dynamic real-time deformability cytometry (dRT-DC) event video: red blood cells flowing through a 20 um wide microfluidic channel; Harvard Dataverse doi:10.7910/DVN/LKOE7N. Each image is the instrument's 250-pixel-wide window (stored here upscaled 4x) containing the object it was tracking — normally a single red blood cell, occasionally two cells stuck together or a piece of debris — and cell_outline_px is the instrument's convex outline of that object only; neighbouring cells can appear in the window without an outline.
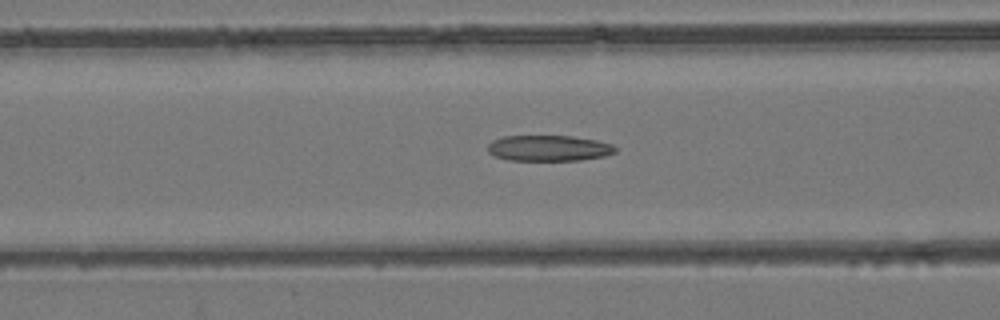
{"species": "common noctule bat (a hibernating species)", "species_latin": "Nyctalus noctula", "temperature_condition": "room temperature", "stored_images_in_passage": 55, "camera_frame_rate_fps": 3000, "um_per_image_px": 0.085, "animal": {"sex": "female", "body_mass_g": 24.6, "forearm_length_mm": 56.2}, "frame": {"image": 1, "passage_image": 22, "time_ms": 7.0, "image_size_px": [1000, 320], "cell_outline_px": [[616, 152], [604, 156], [580, 160], [508, 160], [496, 156], [488, 152], [488, 144], [492, 140], [504, 136], [572, 136], [596, 140], [612, 144], [616, 148]], "centroid_in_image_um": [46.64, 12.59], "position_along_channel_um": 120.0, "area_um2": 19.13}}
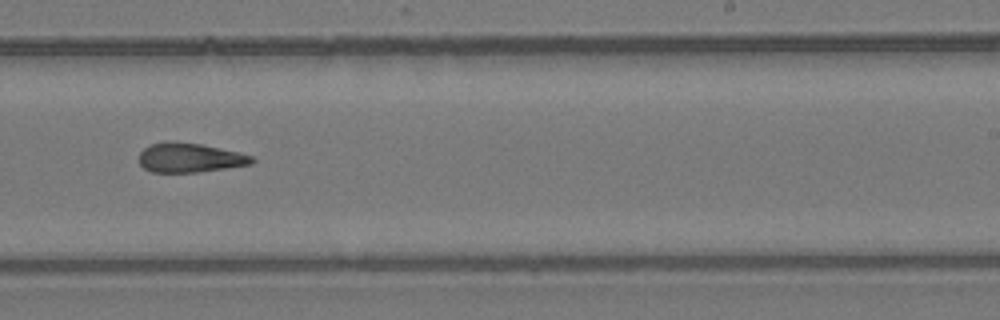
{"frame": {"image": 2, "passage_image": 34, "time_ms": 11.0, "image_size_px": [1000, 320], "cell_outline_px": [[256, 160], [252, 164], [196, 172], [152, 172], [144, 168], [140, 164], [140, 152], [144, 148], [152, 144], [164, 140], [172, 140], [200, 144], [236, 152], [252, 156]], "centroid_in_image_um": [16.1, 13.39], "position_along_channel_um": 272.9, "area_um2": 19.19}}
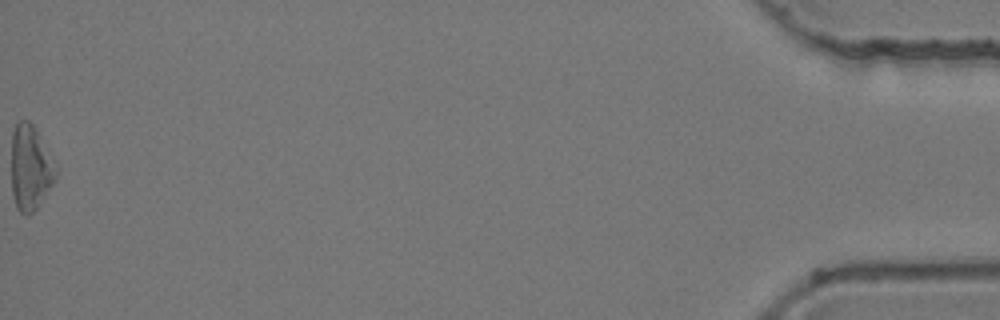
{"frame": {"image": 3, "passage_image": 55, "time_ms": 18.0, "image_size_px": [1000, 320], "cell_outline_px": [[56, 180], [36, 208], [32, 212], [20, 212], [16, 208], [12, 192], [12, 132], [16, 124], [20, 120], [28, 120], [36, 128], [40, 136], [56, 172]], "centroid_in_image_um": [2.55, 14.24], "position_along_channel_um": 432.7, "area_um2": 21.39}, "authors_computed_cell_mechanics": {"area_um2": 20.3456, "velocity_mm_per_s": 3.8413, "shape_relaxation_time_tau1_ms": null, "shape_relaxation_time_tau2_ms": 4.0539, "deformation_change_tau1": null, "deformation_change_tau2": 0.1541}}